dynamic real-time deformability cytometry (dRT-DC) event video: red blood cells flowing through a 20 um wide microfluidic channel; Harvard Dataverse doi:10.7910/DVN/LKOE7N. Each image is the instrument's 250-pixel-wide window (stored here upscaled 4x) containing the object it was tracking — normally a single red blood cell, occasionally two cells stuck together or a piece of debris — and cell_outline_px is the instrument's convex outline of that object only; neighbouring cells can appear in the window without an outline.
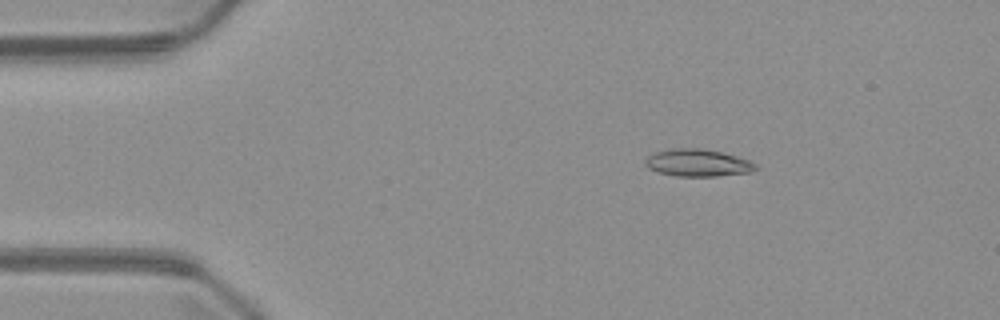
{"species": "common noctule bat (a hibernating species)", "species_latin": "Nyctalus noctula", "temperature_condition": "warm", "stored_images_in_passage": 4, "camera_frame_rate_fps": 3000, "um_per_image_px": 0.085, "animal": {"sex": "male", "body_mass_g": 23.1, "forearm_length_mm": 52.7}, "frame": {"image": 1, "passage_image": 2, "time_ms": 1.333, "image_size_px": [1000, 320], "cell_outline_px": [[760, 168], [752, 172], [716, 176], [676, 176], [660, 172], [648, 168], [644, 164], [644, 160], [648, 156], [656, 152], [672, 148], [704, 148], [724, 152], [752, 160]], "centroid_in_image_um": [59.37, 13.83], "position_along_channel_um": 25.6, "area_um2": 17.86}}
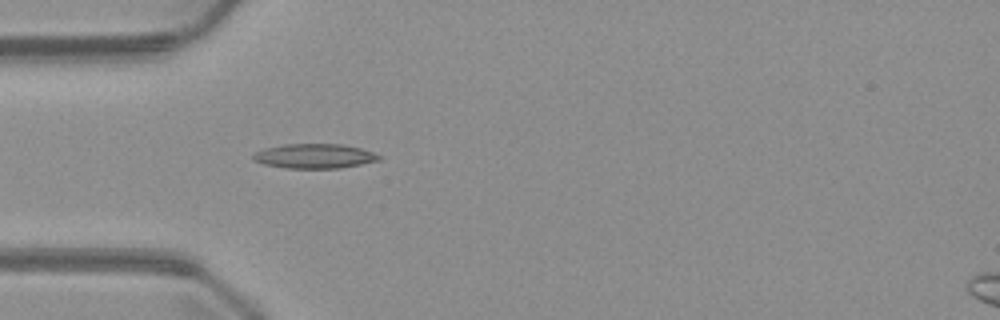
{"frame": {"image": 2, "passage_image": 4, "time_ms": 3.667, "image_size_px": [1000, 320], "cell_outline_px": [[384, 156], [380, 160], [340, 168], [284, 168], [264, 164], [252, 160], [252, 156], [256, 152], [264, 148], [284, 144], [344, 144], [360, 148]], "centroid_in_image_um": [26.73, 13.26], "position_along_channel_um": 58.3, "area_um2": 18.09}}